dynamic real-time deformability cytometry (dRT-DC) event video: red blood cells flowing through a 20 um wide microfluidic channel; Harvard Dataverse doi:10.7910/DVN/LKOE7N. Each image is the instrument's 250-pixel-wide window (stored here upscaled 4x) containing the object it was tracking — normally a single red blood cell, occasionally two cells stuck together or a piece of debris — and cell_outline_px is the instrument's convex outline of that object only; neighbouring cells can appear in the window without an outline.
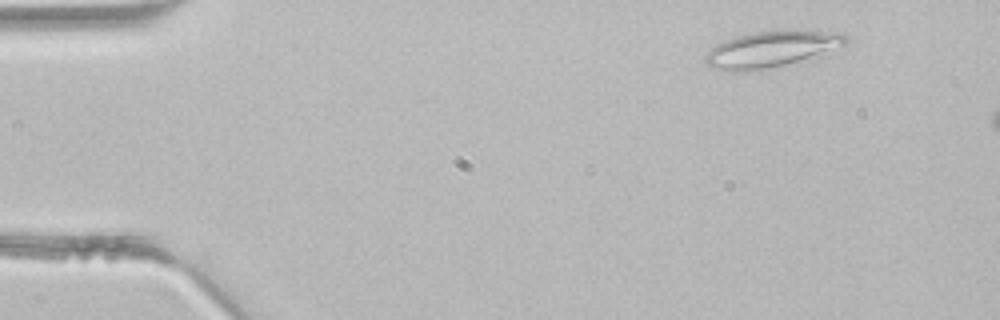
{"species": "common noctule bat (a hibernating species)", "species_latin": "Nyctalus noctula", "temperature_condition": "room temperature", "stored_images_in_passage": 4, "camera_frame_rate_fps": 3000, "um_per_image_px": 0.085, "animal": {"sex": "male", "body_mass_g": 21.5, "forearm_length_mm": 52.0}, "frame": {"image": 1, "passage_image": 1, "time_ms": 0.0, "image_size_px": [1000, 320], "cell_outline_px": [[848, 44], [820, 56], [800, 64], [744, 72], [728, 72], [716, 68], [708, 64], [704, 60], [704, 56], [716, 44], [724, 40], [736, 36], [756, 32], [784, 28], [816, 28], [840, 32], [848, 36]], "centroid_in_image_um": [65.74, 4.15], "position_along_channel_um": 19.3, "area_um2": 31.62}}